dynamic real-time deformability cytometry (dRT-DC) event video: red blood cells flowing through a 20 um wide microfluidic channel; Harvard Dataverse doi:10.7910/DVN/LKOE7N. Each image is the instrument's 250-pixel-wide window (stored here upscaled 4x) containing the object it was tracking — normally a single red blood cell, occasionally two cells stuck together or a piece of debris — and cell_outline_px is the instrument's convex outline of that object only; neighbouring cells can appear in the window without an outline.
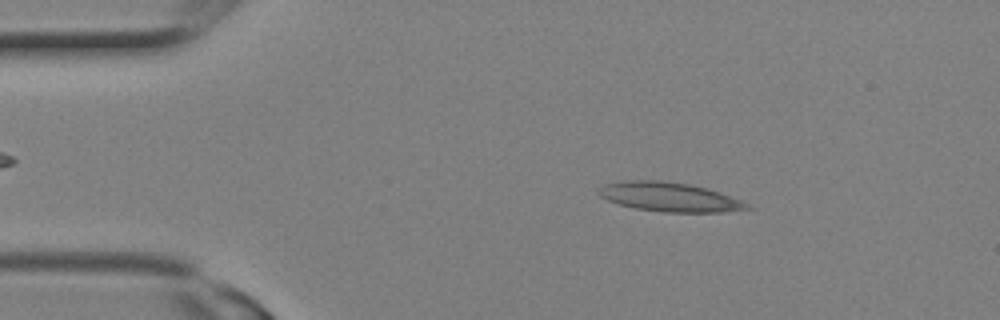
{"species": "Egyptian fruit bat (a non-hibernating species)", "species_latin": "Rousettus aegyptiacus", "temperature_condition": "room temperature", "stored_images_in_passage": 9, "camera_frame_rate_fps": 3000, "um_per_image_px": 0.085, "animal": {"sex": "female"}, "frame": {"image": 1, "passage_image": 4, "time_ms": 1.0, "image_size_px": [1000, 320], "cell_outline_px": [[756, 208], [724, 212], [664, 212], [636, 208], [620, 204], [608, 200], [600, 196], [596, 192], [604, 184], [624, 180], [660, 180], [688, 184], [708, 188], [720, 192], [752, 204]], "centroid_in_image_um": [56.96, 16.74], "position_along_channel_um": 28.0, "area_um2": 25.43}}
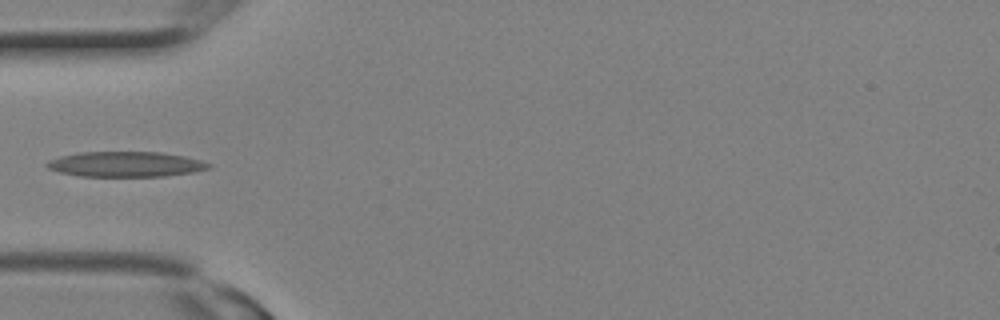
{"frame": {"image": 2, "passage_image": 8, "time_ms": 2.333, "image_size_px": [1000, 320], "cell_outline_px": [[212, 168], [192, 172], [164, 176], [80, 176], [60, 172], [48, 168], [44, 164], [48, 160], [60, 156], [80, 152], [160, 152], [184, 156], [200, 160], [212, 164]], "centroid_in_image_um": [10.68, 13.95], "position_along_channel_um": 74.3, "area_um2": 23.76}}